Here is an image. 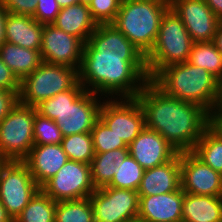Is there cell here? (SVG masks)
I'll return each mask as SVG.
<instances>
[{
  "label": "cell",
  "mask_w": 222,
  "mask_h": 222,
  "mask_svg": "<svg viewBox=\"0 0 222 222\" xmlns=\"http://www.w3.org/2000/svg\"><path fill=\"white\" fill-rule=\"evenodd\" d=\"M208 127L222 138V108L215 107L209 112Z\"/></svg>",
  "instance_id": "38"
},
{
  "label": "cell",
  "mask_w": 222,
  "mask_h": 222,
  "mask_svg": "<svg viewBox=\"0 0 222 222\" xmlns=\"http://www.w3.org/2000/svg\"><path fill=\"white\" fill-rule=\"evenodd\" d=\"M44 25L29 15L6 14L5 41L20 47L40 50Z\"/></svg>",
  "instance_id": "20"
},
{
  "label": "cell",
  "mask_w": 222,
  "mask_h": 222,
  "mask_svg": "<svg viewBox=\"0 0 222 222\" xmlns=\"http://www.w3.org/2000/svg\"><path fill=\"white\" fill-rule=\"evenodd\" d=\"M188 62L206 69L219 81L222 79V54L213 41L194 43Z\"/></svg>",
  "instance_id": "27"
},
{
  "label": "cell",
  "mask_w": 222,
  "mask_h": 222,
  "mask_svg": "<svg viewBox=\"0 0 222 222\" xmlns=\"http://www.w3.org/2000/svg\"><path fill=\"white\" fill-rule=\"evenodd\" d=\"M184 191L139 196L137 222H182Z\"/></svg>",
  "instance_id": "17"
},
{
  "label": "cell",
  "mask_w": 222,
  "mask_h": 222,
  "mask_svg": "<svg viewBox=\"0 0 222 222\" xmlns=\"http://www.w3.org/2000/svg\"><path fill=\"white\" fill-rule=\"evenodd\" d=\"M1 60L21 81L43 62L40 50H31L5 41L0 45Z\"/></svg>",
  "instance_id": "23"
},
{
  "label": "cell",
  "mask_w": 222,
  "mask_h": 222,
  "mask_svg": "<svg viewBox=\"0 0 222 222\" xmlns=\"http://www.w3.org/2000/svg\"><path fill=\"white\" fill-rule=\"evenodd\" d=\"M0 222H14L12 217L7 213L1 201H0Z\"/></svg>",
  "instance_id": "42"
},
{
  "label": "cell",
  "mask_w": 222,
  "mask_h": 222,
  "mask_svg": "<svg viewBox=\"0 0 222 222\" xmlns=\"http://www.w3.org/2000/svg\"><path fill=\"white\" fill-rule=\"evenodd\" d=\"M37 8L32 16L43 25L53 24L60 12V6L56 0H36Z\"/></svg>",
  "instance_id": "34"
},
{
  "label": "cell",
  "mask_w": 222,
  "mask_h": 222,
  "mask_svg": "<svg viewBox=\"0 0 222 222\" xmlns=\"http://www.w3.org/2000/svg\"><path fill=\"white\" fill-rule=\"evenodd\" d=\"M34 145L61 144L63 135L54 120L35 113L34 118Z\"/></svg>",
  "instance_id": "32"
},
{
  "label": "cell",
  "mask_w": 222,
  "mask_h": 222,
  "mask_svg": "<svg viewBox=\"0 0 222 222\" xmlns=\"http://www.w3.org/2000/svg\"><path fill=\"white\" fill-rule=\"evenodd\" d=\"M89 198L95 222H137L138 191L104 186L97 188Z\"/></svg>",
  "instance_id": "10"
},
{
  "label": "cell",
  "mask_w": 222,
  "mask_h": 222,
  "mask_svg": "<svg viewBox=\"0 0 222 222\" xmlns=\"http://www.w3.org/2000/svg\"><path fill=\"white\" fill-rule=\"evenodd\" d=\"M122 0H92L88 5L92 19L98 24H112Z\"/></svg>",
  "instance_id": "33"
},
{
  "label": "cell",
  "mask_w": 222,
  "mask_h": 222,
  "mask_svg": "<svg viewBox=\"0 0 222 222\" xmlns=\"http://www.w3.org/2000/svg\"><path fill=\"white\" fill-rule=\"evenodd\" d=\"M191 152L205 165L222 175V138L209 127L204 131Z\"/></svg>",
  "instance_id": "26"
},
{
  "label": "cell",
  "mask_w": 222,
  "mask_h": 222,
  "mask_svg": "<svg viewBox=\"0 0 222 222\" xmlns=\"http://www.w3.org/2000/svg\"><path fill=\"white\" fill-rule=\"evenodd\" d=\"M144 168L128 155L117 167L113 179L107 187L138 191L144 173Z\"/></svg>",
  "instance_id": "30"
},
{
  "label": "cell",
  "mask_w": 222,
  "mask_h": 222,
  "mask_svg": "<svg viewBox=\"0 0 222 222\" xmlns=\"http://www.w3.org/2000/svg\"><path fill=\"white\" fill-rule=\"evenodd\" d=\"M84 42L53 24L44 25L40 48L43 62L66 67L80 68Z\"/></svg>",
  "instance_id": "13"
},
{
  "label": "cell",
  "mask_w": 222,
  "mask_h": 222,
  "mask_svg": "<svg viewBox=\"0 0 222 222\" xmlns=\"http://www.w3.org/2000/svg\"><path fill=\"white\" fill-rule=\"evenodd\" d=\"M99 118L127 146L145 128L144 113L137 98L108 97L102 102Z\"/></svg>",
  "instance_id": "11"
},
{
  "label": "cell",
  "mask_w": 222,
  "mask_h": 222,
  "mask_svg": "<svg viewBox=\"0 0 222 222\" xmlns=\"http://www.w3.org/2000/svg\"><path fill=\"white\" fill-rule=\"evenodd\" d=\"M53 25L68 34L74 35L84 43L87 42L89 36L97 27L88 5L82 3L61 8Z\"/></svg>",
  "instance_id": "21"
},
{
  "label": "cell",
  "mask_w": 222,
  "mask_h": 222,
  "mask_svg": "<svg viewBox=\"0 0 222 222\" xmlns=\"http://www.w3.org/2000/svg\"><path fill=\"white\" fill-rule=\"evenodd\" d=\"M213 13L222 21V0H205Z\"/></svg>",
  "instance_id": "39"
},
{
  "label": "cell",
  "mask_w": 222,
  "mask_h": 222,
  "mask_svg": "<svg viewBox=\"0 0 222 222\" xmlns=\"http://www.w3.org/2000/svg\"><path fill=\"white\" fill-rule=\"evenodd\" d=\"M19 90L0 88V122L18 105Z\"/></svg>",
  "instance_id": "36"
},
{
  "label": "cell",
  "mask_w": 222,
  "mask_h": 222,
  "mask_svg": "<svg viewBox=\"0 0 222 222\" xmlns=\"http://www.w3.org/2000/svg\"><path fill=\"white\" fill-rule=\"evenodd\" d=\"M181 188L180 153L170 161L145 169L138 189L139 196L166 194Z\"/></svg>",
  "instance_id": "19"
},
{
  "label": "cell",
  "mask_w": 222,
  "mask_h": 222,
  "mask_svg": "<svg viewBox=\"0 0 222 222\" xmlns=\"http://www.w3.org/2000/svg\"><path fill=\"white\" fill-rule=\"evenodd\" d=\"M41 189L54 201L89 198L96 190L90 165L68 160Z\"/></svg>",
  "instance_id": "12"
},
{
  "label": "cell",
  "mask_w": 222,
  "mask_h": 222,
  "mask_svg": "<svg viewBox=\"0 0 222 222\" xmlns=\"http://www.w3.org/2000/svg\"><path fill=\"white\" fill-rule=\"evenodd\" d=\"M37 108L18 103L0 122V155L9 161H23L34 146V118Z\"/></svg>",
  "instance_id": "8"
},
{
  "label": "cell",
  "mask_w": 222,
  "mask_h": 222,
  "mask_svg": "<svg viewBox=\"0 0 222 222\" xmlns=\"http://www.w3.org/2000/svg\"><path fill=\"white\" fill-rule=\"evenodd\" d=\"M216 107L222 108V79L219 81V96Z\"/></svg>",
  "instance_id": "44"
},
{
  "label": "cell",
  "mask_w": 222,
  "mask_h": 222,
  "mask_svg": "<svg viewBox=\"0 0 222 222\" xmlns=\"http://www.w3.org/2000/svg\"><path fill=\"white\" fill-rule=\"evenodd\" d=\"M151 81L165 94L202 106L208 112L216 107L219 80L188 61L164 67Z\"/></svg>",
  "instance_id": "4"
},
{
  "label": "cell",
  "mask_w": 222,
  "mask_h": 222,
  "mask_svg": "<svg viewBox=\"0 0 222 222\" xmlns=\"http://www.w3.org/2000/svg\"><path fill=\"white\" fill-rule=\"evenodd\" d=\"M55 222H95L90 198L57 202Z\"/></svg>",
  "instance_id": "28"
},
{
  "label": "cell",
  "mask_w": 222,
  "mask_h": 222,
  "mask_svg": "<svg viewBox=\"0 0 222 222\" xmlns=\"http://www.w3.org/2000/svg\"><path fill=\"white\" fill-rule=\"evenodd\" d=\"M169 0H123L112 23L145 56L156 42Z\"/></svg>",
  "instance_id": "5"
},
{
  "label": "cell",
  "mask_w": 222,
  "mask_h": 222,
  "mask_svg": "<svg viewBox=\"0 0 222 222\" xmlns=\"http://www.w3.org/2000/svg\"><path fill=\"white\" fill-rule=\"evenodd\" d=\"M194 43L213 41L220 20L205 0H169Z\"/></svg>",
  "instance_id": "14"
},
{
  "label": "cell",
  "mask_w": 222,
  "mask_h": 222,
  "mask_svg": "<svg viewBox=\"0 0 222 222\" xmlns=\"http://www.w3.org/2000/svg\"><path fill=\"white\" fill-rule=\"evenodd\" d=\"M92 0H80V3L89 5Z\"/></svg>",
  "instance_id": "46"
},
{
  "label": "cell",
  "mask_w": 222,
  "mask_h": 222,
  "mask_svg": "<svg viewBox=\"0 0 222 222\" xmlns=\"http://www.w3.org/2000/svg\"><path fill=\"white\" fill-rule=\"evenodd\" d=\"M213 43L222 54V21L219 22Z\"/></svg>",
  "instance_id": "41"
},
{
  "label": "cell",
  "mask_w": 222,
  "mask_h": 222,
  "mask_svg": "<svg viewBox=\"0 0 222 222\" xmlns=\"http://www.w3.org/2000/svg\"><path fill=\"white\" fill-rule=\"evenodd\" d=\"M61 144L34 145L23 162L41 188L68 161Z\"/></svg>",
  "instance_id": "18"
},
{
  "label": "cell",
  "mask_w": 222,
  "mask_h": 222,
  "mask_svg": "<svg viewBox=\"0 0 222 222\" xmlns=\"http://www.w3.org/2000/svg\"><path fill=\"white\" fill-rule=\"evenodd\" d=\"M180 179L185 193L222 196V175L192 152L180 153Z\"/></svg>",
  "instance_id": "15"
},
{
  "label": "cell",
  "mask_w": 222,
  "mask_h": 222,
  "mask_svg": "<svg viewBox=\"0 0 222 222\" xmlns=\"http://www.w3.org/2000/svg\"><path fill=\"white\" fill-rule=\"evenodd\" d=\"M0 88L6 90H20V81L12 70L1 60L0 57Z\"/></svg>",
  "instance_id": "37"
},
{
  "label": "cell",
  "mask_w": 222,
  "mask_h": 222,
  "mask_svg": "<svg viewBox=\"0 0 222 222\" xmlns=\"http://www.w3.org/2000/svg\"><path fill=\"white\" fill-rule=\"evenodd\" d=\"M8 162H9V160L6 157H3L0 155V175H1L3 168L7 165Z\"/></svg>",
  "instance_id": "45"
},
{
  "label": "cell",
  "mask_w": 222,
  "mask_h": 222,
  "mask_svg": "<svg viewBox=\"0 0 222 222\" xmlns=\"http://www.w3.org/2000/svg\"><path fill=\"white\" fill-rule=\"evenodd\" d=\"M60 8H65L74 4H79L80 0H56Z\"/></svg>",
  "instance_id": "43"
},
{
  "label": "cell",
  "mask_w": 222,
  "mask_h": 222,
  "mask_svg": "<svg viewBox=\"0 0 222 222\" xmlns=\"http://www.w3.org/2000/svg\"><path fill=\"white\" fill-rule=\"evenodd\" d=\"M136 98L145 127L157 131L179 153L191 152L208 128L209 112L204 107L165 94L151 80Z\"/></svg>",
  "instance_id": "2"
},
{
  "label": "cell",
  "mask_w": 222,
  "mask_h": 222,
  "mask_svg": "<svg viewBox=\"0 0 222 222\" xmlns=\"http://www.w3.org/2000/svg\"><path fill=\"white\" fill-rule=\"evenodd\" d=\"M193 44L182 20L169 8L162 16L154 47L145 56L150 80L168 65L187 62Z\"/></svg>",
  "instance_id": "6"
},
{
  "label": "cell",
  "mask_w": 222,
  "mask_h": 222,
  "mask_svg": "<svg viewBox=\"0 0 222 222\" xmlns=\"http://www.w3.org/2000/svg\"><path fill=\"white\" fill-rule=\"evenodd\" d=\"M129 155L128 148L114 149L104 153H95L90 163L94 187L107 186L114 177L116 166L119 167Z\"/></svg>",
  "instance_id": "24"
},
{
  "label": "cell",
  "mask_w": 222,
  "mask_h": 222,
  "mask_svg": "<svg viewBox=\"0 0 222 222\" xmlns=\"http://www.w3.org/2000/svg\"><path fill=\"white\" fill-rule=\"evenodd\" d=\"M7 11L3 7L0 1V45L5 42V19H6Z\"/></svg>",
  "instance_id": "40"
},
{
  "label": "cell",
  "mask_w": 222,
  "mask_h": 222,
  "mask_svg": "<svg viewBox=\"0 0 222 222\" xmlns=\"http://www.w3.org/2000/svg\"><path fill=\"white\" fill-rule=\"evenodd\" d=\"M79 82L78 69L42 62L20 81L19 103L36 107Z\"/></svg>",
  "instance_id": "7"
},
{
  "label": "cell",
  "mask_w": 222,
  "mask_h": 222,
  "mask_svg": "<svg viewBox=\"0 0 222 222\" xmlns=\"http://www.w3.org/2000/svg\"><path fill=\"white\" fill-rule=\"evenodd\" d=\"M40 187L23 161H9L0 175V201L13 220Z\"/></svg>",
  "instance_id": "9"
},
{
  "label": "cell",
  "mask_w": 222,
  "mask_h": 222,
  "mask_svg": "<svg viewBox=\"0 0 222 222\" xmlns=\"http://www.w3.org/2000/svg\"><path fill=\"white\" fill-rule=\"evenodd\" d=\"M61 146L69 160L90 165L95 156L91 132L77 133L63 137Z\"/></svg>",
  "instance_id": "29"
},
{
  "label": "cell",
  "mask_w": 222,
  "mask_h": 222,
  "mask_svg": "<svg viewBox=\"0 0 222 222\" xmlns=\"http://www.w3.org/2000/svg\"><path fill=\"white\" fill-rule=\"evenodd\" d=\"M182 222H222V196L184 192Z\"/></svg>",
  "instance_id": "22"
},
{
  "label": "cell",
  "mask_w": 222,
  "mask_h": 222,
  "mask_svg": "<svg viewBox=\"0 0 222 222\" xmlns=\"http://www.w3.org/2000/svg\"><path fill=\"white\" fill-rule=\"evenodd\" d=\"M100 95L87 91L78 82L72 89L60 92L36 106L42 116L54 120L63 137L89 133L99 119Z\"/></svg>",
  "instance_id": "3"
},
{
  "label": "cell",
  "mask_w": 222,
  "mask_h": 222,
  "mask_svg": "<svg viewBox=\"0 0 222 222\" xmlns=\"http://www.w3.org/2000/svg\"><path fill=\"white\" fill-rule=\"evenodd\" d=\"M78 74L85 90L106 98H136L150 80L145 55L113 24L89 36Z\"/></svg>",
  "instance_id": "1"
},
{
  "label": "cell",
  "mask_w": 222,
  "mask_h": 222,
  "mask_svg": "<svg viewBox=\"0 0 222 222\" xmlns=\"http://www.w3.org/2000/svg\"><path fill=\"white\" fill-rule=\"evenodd\" d=\"M56 205L40 188L14 222H55Z\"/></svg>",
  "instance_id": "25"
},
{
  "label": "cell",
  "mask_w": 222,
  "mask_h": 222,
  "mask_svg": "<svg viewBox=\"0 0 222 222\" xmlns=\"http://www.w3.org/2000/svg\"><path fill=\"white\" fill-rule=\"evenodd\" d=\"M128 152L144 169L162 165L179 154L157 131L146 127L128 145Z\"/></svg>",
  "instance_id": "16"
},
{
  "label": "cell",
  "mask_w": 222,
  "mask_h": 222,
  "mask_svg": "<svg viewBox=\"0 0 222 222\" xmlns=\"http://www.w3.org/2000/svg\"><path fill=\"white\" fill-rule=\"evenodd\" d=\"M7 13L16 15L33 16L36 8V0H0Z\"/></svg>",
  "instance_id": "35"
},
{
  "label": "cell",
  "mask_w": 222,
  "mask_h": 222,
  "mask_svg": "<svg viewBox=\"0 0 222 222\" xmlns=\"http://www.w3.org/2000/svg\"><path fill=\"white\" fill-rule=\"evenodd\" d=\"M95 153H104L114 149L128 148L121 138L107 127L99 118L91 130Z\"/></svg>",
  "instance_id": "31"
}]
</instances>
